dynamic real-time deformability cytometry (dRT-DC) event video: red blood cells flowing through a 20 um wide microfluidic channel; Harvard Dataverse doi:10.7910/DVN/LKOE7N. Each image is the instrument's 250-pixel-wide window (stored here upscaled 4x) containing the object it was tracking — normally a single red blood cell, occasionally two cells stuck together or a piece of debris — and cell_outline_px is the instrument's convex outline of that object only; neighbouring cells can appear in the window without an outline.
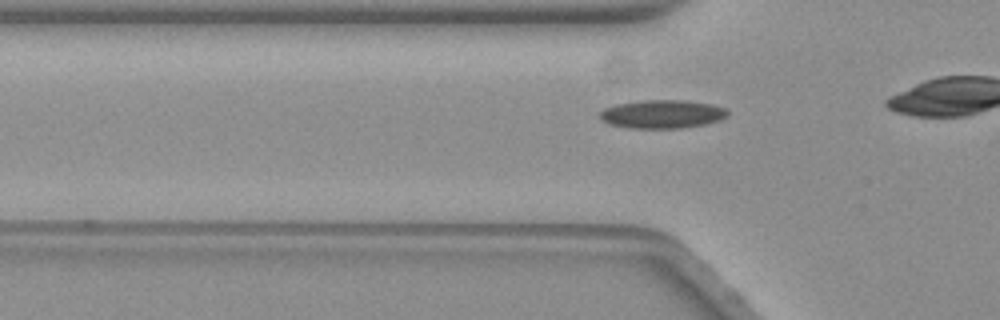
{"species": "common noctule bat (a hibernating species)", "species_latin": "Nyctalus noctula", "temperature_condition": "warm", "stored_images_in_passage": 31, "camera_frame_rate_fps": 3000, "um_per_image_px": 0.085, "animal": {"sex": "female", "body_mass_g": 19.3, "forearm_length_mm": 54.1}, "frame": {"image": 1, "passage_image": 15, "time_ms": 4.667, "image_size_px": [1000, 320], "cell_outline_px": [[728, 116], [720, 120], [704, 124], [680, 128], [628, 128], [608, 124], [600, 120], [600, 112], [604, 108], [616, 104], [640, 100], [684, 100], [712, 104], [724, 108], [728, 112]], "centroid_in_image_um": [56.25, 9.7], "position_along_channel_um": 69.5, "area_um2": 21.27}}
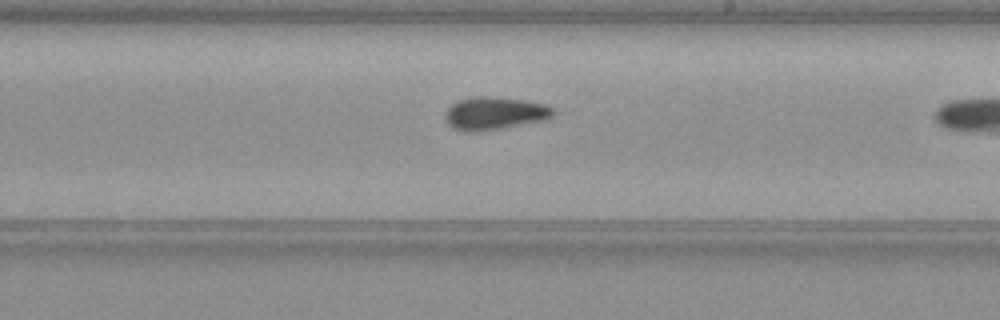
{"frame": {"image": 2, "passage_image": 30, "time_ms": 9.667, "image_size_px": [1000, 320], "cell_outline_px": [[556, 112], [552, 116], [544, 120], [500, 128], [476, 132], [464, 132], [452, 128], [448, 124], [444, 116], [444, 112], [456, 100], [476, 96], [496, 96], [524, 100], [548, 104], [556, 108]], "centroid_in_image_um": [42.04, 9.62], "position_along_channel_um": 247.0, "area_um2": 21.04}}